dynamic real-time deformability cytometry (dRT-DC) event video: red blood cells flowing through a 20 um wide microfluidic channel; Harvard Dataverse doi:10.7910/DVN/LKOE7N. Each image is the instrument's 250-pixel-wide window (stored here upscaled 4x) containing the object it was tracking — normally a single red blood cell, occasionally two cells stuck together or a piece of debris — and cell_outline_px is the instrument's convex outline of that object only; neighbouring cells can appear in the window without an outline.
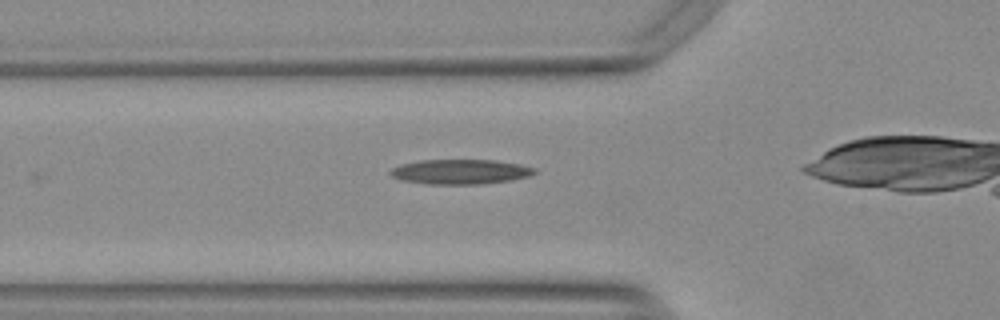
{"species": "Egyptian fruit bat (a non-hibernating species)", "species_latin": "Rousettus aegyptiacus", "temperature_condition": "warm", "stored_images_in_passage": 36, "camera_frame_rate_fps": 3000, "um_per_image_px": 0.085, "animal": {"sex": "female"}, "frame": {"image": 1, "passage_image": 2, "time_ms": 0.333, "image_size_px": [1000, 320], "cell_outline_px": [[536, 172], [528, 176], [512, 180], [480, 184], [428, 184], [404, 180], [392, 176], [388, 172], [392, 168], [400, 164], [420, 160], [496, 160], [520, 164], [536, 168]], "centroid_in_image_um": [39.14, 14.59], "position_along_channel_um": 86.7, "area_um2": 20.81}}
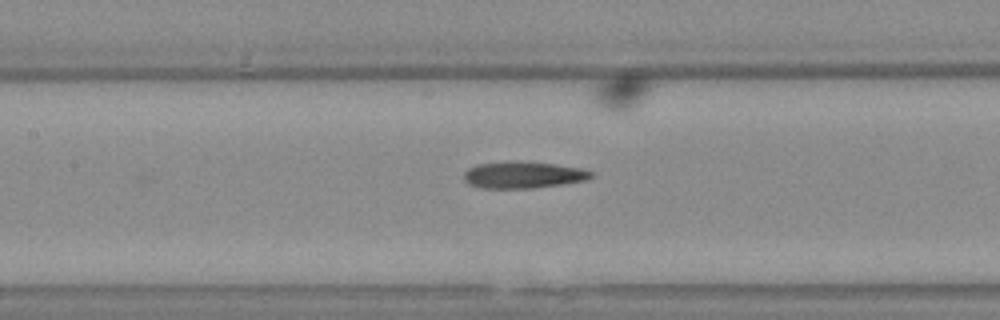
{"frame": {"image": 2, "passage_image": 8, "time_ms": 2.333, "image_size_px": [1000, 320], "cell_outline_px": [[592, 176], [584, 180], [560, 184], [532, 188], [480, 188], [468, 184], [464, 180], [464, 172], [468, 168], [476, 164], [552, 164], [580, 168], [592, 172]], "centroid_in_image_um": [44.42, 14.92], "position_along_channel_um": 163.0, "area_um2": 18.61}}
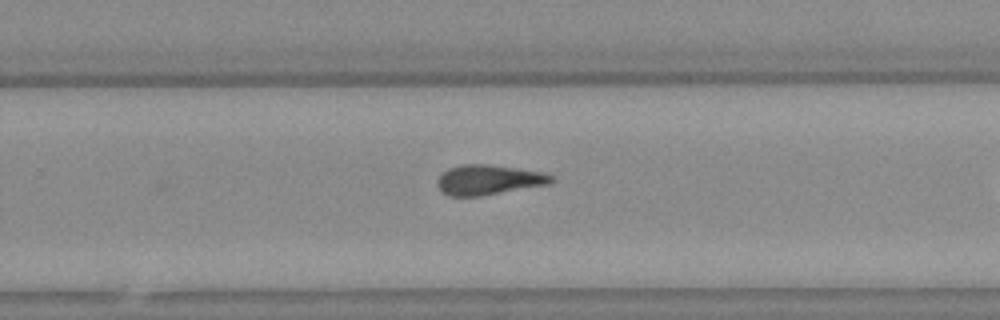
{"frame": {"image": 3, "passage_image": 18, "time_ms": 5.667, "image_size_px": [1000, 320], "cell_outline_px": [[556, 180], [548, 184], [480, 196], [448, 196], [440, 192], [436, 184], [436, 180], [448, 168], [464, 164], [488, 164], [544, 172], [552, 176]], "centroid_in_image_um": [41.5, 15.29], "position_along_channel_um": 288.3, "area_um2": 19.94}}